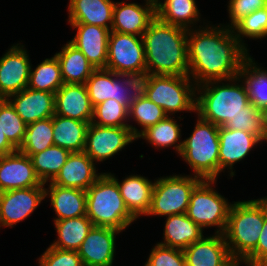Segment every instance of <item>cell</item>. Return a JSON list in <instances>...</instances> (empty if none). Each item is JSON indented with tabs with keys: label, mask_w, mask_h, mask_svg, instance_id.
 I'll return each instance as SVG.
<instances>
[{
	"label": "cell",
	"mask_w": 267,
	"mask_h": 266,
	"mask_svg": "<svg viewBox=\"0 0 267 266\" xmlns=\"http://www.w3.org/2000/svg\"><path fill=\"white\" fill-rule=\"evenodd\" d=\"M188 76L196 84L228 80L239 75L250 52L239 42L231 28L210 24L188 30Z\"/></svg>",
	"instance_id": "1"
},
{
	"label": "cell",
	"mask_w": 267,
	"mask_h": 266,
	"mask_svg": "<svg viewBox=\"0 0 267 266\" xmlns=\"http://www.w3.org/2000/svg\"><path fill=\"white\" fill-rule=\"evenodd\" d=\"M188 30L155 18L143 33L146 75L188 76Z\"/></svg>",
	"instance_id": "2"
},
{
	"label": "cell",
	"mask_w": 267,
	"mask_h": 266,
	"mask_svg": "<svg viewBox=\"0 0 267 266\" xmlns=\"http://www.w3.org/2000/svg\"><path fill=\"white\" fill-rule=\"evenodd\" d=\"M249 103L248 92L239 76L207 81L196 88V116L219 127H225Z\"/></svg>",
	"instance_id": "3"
},
{
	"label": "cell",
	"mask_w": 267,
	"mask_h": 266,
	"mask_svg": "<svg viewBox=\"0 0 267 266\" xmlns=\"http://www.w3.org/2000/svg\"><path fill=\"white\" fill-rule=\"evenodd\" d=\"M265 217V212L256 199L232 203L223 235L231 257L238 264L257 247Z\"/></svg>",
	"instance_id": "4"
},
{
	"label": "cell",
	"mask_w": 267,
	"mask_h": 266,
	"mask_svg": "<svg viewBox=\"0 0 267 266\" xmlns=\"http://www.w3.org/2000/svg\"><path fill=\"white\" fill-rule=\"evenodd\" d=\"M86 216L94 226L125 231L137 219L126 208L117 181L103 174L86 190Z\"/></svg>",
	"instance_id": "5"
},
{
	"label": "cell",
	"mask_w": 267,
	"mask_h": 266,
	"mask_svg": "<svg viewBox=\"0 0 267 266\" xmlns=\"http://www.w3.org/2000/svg\"><path fill=\"white\" fill-rule=\"evenodd\" d=\"M189 137L183 140L178 156L189 165L192 175L204 180L219 177V126L197 116Z\"/></svg>",
	"instance_id": "6"
},
{
	"label": "cell",
	"mask_w": 267,
	"mask_h": 266,
	"mask_svg": "<svg viewBox=\"0 0 267 266\" xmlns=\"http://www.w3.org/2000/svg\"><path fill=\"white\" fill-rule=\"evenodd\" d=\"M196 88L189 76L145 75L141 80V92L168 116L196 112Z\"/></svg>",
	"instance_id": "7"
},
{
	"label": "cell",
	"mask_w": 267,
	"mask_h": 266,
	"mask_svg": "<svg viewBox=\"0 0 267 266\" xmlns=\"http://www.w3.org/2000/svg\"><path fill=\"white\" fill-rule=\"evenodd\" d=\"M214 184H217V180L202 179L194 187L185 214L203 231L216 227L214 233L224 234L232 203L215 190Z\"/></svg>",
	"instance_id": "8"
},
{
	"label": "cell",
	"mask_w": 267,
	"mask_h": 266,
	"mask_svg": "<svg viewBox=\"0 0 267 266\" xmlns=\"http://www.w3.org/2000/svg\"><path fill=\"white\" fill-rule=\"evenodd\" d=\"M190 175L173 173L172 176L154 179L151 207L146 216L166 217L186 213L191 192L202 180Z\"/></svg>",
	"instance_id": "9"
},
{
	"label": "cell",
	"mask_w": 267,
	"mask_h": 266,
	"mask_svg": "<svg viewBox=\"0 0 267 266\" xmlns=\"http://www.w3.org/2000/svg\"><path fill=\"white\" fill-rule=\"evenodd\" d=\"M106 69L143 78L146 75V57L142 36L110 31Z\"/></svg>",
	"instance_id": "10"
},
{
	"label": "cell",
	"mask_w": 267,
	"mask_h": 266,
	"mask_svg": "<svg viewBox=\"0 0 267 266\" xmlns=\"http://www.w3.org/2000/svg\"><path fill=\"white\" fill-rule=\"evenodd\" d=\"M141 80L139 77L120 75L107 69H96L85 85L93 108L110 98L129 108L141 92Z\"/></svg>",
	"instance_id": "11"
},
{
	"label": "cell",
	"mask_w": 267,
	"mask_h": 266,
	"mask_svg": "<svg viewBox=\"0 0 267 266\" xmlns=\"http://www.w3.org/2000/svg\"><path fill=\"white\" fill-rule=\"evenodd\" d=\"M136 137L129 127L99 126L89 123L84 152L97 164L118 155Z\"/></svg>",
	"instance_id": "12"
},
{
	"label": "cell",
	"mask_w": 267,
	"mask_h": 266,
	"mask_svg": "<svg viewBox=\"0 0 267 266\" xmlns=\"http://www.w3.org/2000/svg\"><path fill=\"white\" fill-rule=\"evenodd\" d=\"M25 45L14 43L0 57V99H7L28 86L31 60Z\"/></svg>",
	"instance_id": "13"
},
{
	"label": "cell",
	"mask_w": 267,
	"mask_h": 266,
	"mask_svg": "<svg viewBox=\"0 0 267 266\" xmlns=\"http://www.w3.org/2000/svg\"><path fill=\"white\" fill-rule=\"evenodd\" d=\"M43 200L45 201V186L1 192V227L12 228L17 223L24 221Z\"/></svg>",
	"instance_id": "14"
},
{
	"label": "cell",
	"mask_w": 267,
	"mask_h": 266,
	"mask_svg": "<svg viewBox=\"0 0 267 266\" xmlns=\"http://www.w3.org/2000/svg\"><path fill=\"white\" fill-rule=\"evenodd\" d=\"M120 233L115 228L93 226L77 250L83 266H113L116 236Z\"/></svg>",
	"instance_id": "15"
},
{
	"label": "cell",
	"mask_w": 267,
	"mask_h": 266,
	"mask_svg": "<svg viewBox=\"0 0 267 266\" xmlns=\"http://www.w3.org/2000/svg\"><path fill=\"white\" fill-rule=\"evenodd\" d=\"M219 143V175L227 169L230 178L236 175L233 166L244 160L259 144H263L257 136L251 133L231 130L224 126L219 127Z\"/></svg>",
	"instance_id": "16"
},
{
	"label": "cell",
	"mask_w": 267,
	"mask_h": 266,
	"mask_svg": "<svg viewBox=\"0 0 267 266\" xmlns=\"http://www.w3.org/2000/svg\"><path fill=\"white\" fill-rule=\"evenodd\" d=\"M144 3L115 2L111 31L143 36L156 18L155 0H144Z\"/></svg>",
	"instance_id": "17"
},
{
	"label": "cell",
	"mask_w": 267,
	"mask_h": 266,
	"mask_svg": "<svg viewBox=\"0 0 267 266\" xmlns=\"http://www.w3.org/2000/svg\"><path fill=\"white\" fill-rule=\"evenodd\" d=\"M183 253L186 266H239L231 257L223 234L203 236Z\"/></svg>",
	"instance_id": "18"
},
{
	"label": "cell",
	"mask_w": 267,
	"mask_h": 266,
	"mask_svg": "<svg viewBox=\"0 0 267 266\" xmlns=\"http://www.w3.org/2000/svg\"><path fill=\"white\" fill-rule=\"evenodd\" d=\"M44 185L36 175L29 156L18 150L0 156V193Z\"/></svg>",
	"instance_id": "19"
},
{
	"label": "cell",
	"mask_w": 267,
	"mask_h": 266,
	"mask_svg": "<svg viewBox=\"0 0 267 266\" xmlns=\"http://www.w3.org/2000/svg\"><path fill=\"white\" fill-rule=\"evenodd\" d=\"M76 30L69 41L79 49L95 69H106L107 47L110 30L85 23H68Z\"/></svg>",
	"instance_id": "20"
},
{
	"label": "cell",
	"mask_w": 267,
	"mask_h": 266,
	"mask_svg": "<svg viewBox=\"0 0 267 266\" xmlns=\"http://www.w3.org/2000/svg\"><path fill=\"white\" fill-rule=\"evenodd\" d=\"M96 163L84 152H73L68 156L52 184L87 190L103 174L98 173Z\"/></svg>",
	"instance_id": "21"
},
{
	"label": "cell",
	"mask_w": 267,
	"mask_h": 266,
	"mask_svg": "<svg viewBox=\"0 0 267 266\" xmlns=\"http://www.w3.org/2000/svg\"><path fill=\"white\" fill-rule=\"evenodd\" d=\"M7 100L26 124L55 115V94L26 87Z\"/></svg>",
	"instance_id": "22"
},
{
	"label": "cell",
	"mask_w": 267,
	"mask_h": 266,
	"mask_svg": "<svg viewBox=\"0 0 267 266\" xmlns=\"http://www.w3.org/2000/svg\"><path fill=\"white\" fill-rule=\"evenodd\" d=\"M55 115L91 123L93 106L86 85L64 83L55 93Z\"/></svg>",
	"instance_id": "23"
},
{
	"label": "cell",
	"mask_w": 267,
	"mask_h": 266,
	"mask_svg": "<svg viewBox=\"0 0 267 266\" xmlns=\"http://www.w3.org/2000/svg\"><path fill=\"white\" fill-rule=\"evenodd\" d=\"M116 181L126 208L136 218L146 216L151 207L154 182L135 173L127 175L122 181L115 174L108 172Z\"/></svg>",
	"instance_id": "24"
},
{
	"label": "cell",
	"mask_w": 267,
	"mask_h": 266,
	"mask_svg": "<svg viewBox=\"0 0 267 266\" xmlns=\"http://www.w3.org/2000/svg\"><path fill=\"white\" fill-rule=\"evenodd\" d=\"M45 198H49L56 217L53 221L86 215V191L45 183Z\"/></svg>",
	"instance_id": "25"
},
{
	"label": "cell",
	"mask_w": 267,
	"mask_h": 266,
	"mask_svg": "<svg viewBox=\"0 0 267 266\" xmlns=\"http://www.w3.org/2000/svg\"><path fill=\"white\" fill-rule=\"evenodd\" d=\"M196 3V0H155L156 18L186 30L199 28L209 21L203 19V25L197 26L202 15Z\"/></svg>",
	"instance_id": "26"
},
{
	"label": "cell",
	"mask_w": 267,
	"mask_h": 266,
	"mask_svg": "<svg viewBox=\"0 0 267 266\" xmlns=\"http://www.w3.org/2000/svg\"><path fill=\"white\" fill-rule=\"evenodd\" d=\"M113 0H69L68 23H85L107 28L113 23Z\"/></svg>",
	"instance_id": "27"
},
{
	"label": "cell",
	"mask_w": 267,
	"mask_h": 266,
	"mask_svg": "<svg viewBox=\"0 0 267 266\" xmlns=\"http://www.w3.org/2000/svg\"><path fill=\"white\" fill-rule=\"evenodd\" d=\"M164 219V241L159 244L184 250L204 236L203 230L185 213L166 216Z\"/></svg>",
	"instance_id": "28"
},
{
	"label": "cell",
	"mask_w": 267,
	"mask_h": 266,
	"mask_svg": "<svg viewBox=\"0 0 267 266\" xmlns=\"http://www.w3.org/2000/svg\"><path fill=\"white\" fill-rule=\"evenodd\" d=\"M54 55L59 60L64 83L85 84L96 70L87 57L69 41Z\"/></svg>",
	"instance_id": "29"
},
{
	"label": "cell",
	"mask_w": 267,
	"mask_h": 266,
	"mask_svg": "<svg viewBox=\"0 0 267 266\" xmlns=\"http://www.w3.org/2000/svg\"><path fill=\"white\" fill-rule=\"evenodd\" d=\"M88 126L89 122H83L68 117L54 115V145L65 148L70 153L84 151Z\"/></svg>",
	"instance_id": "30"
},
{
	"label": "cell",
	"mask_w": 267,
	"mask_h": 266,
	"mask_svg": "<svg viewBox=\"0 0 267 266\" xmlns=\"http://www.w3.org/2000/svg\"><path fill=\"white\" fill-rule=\"evenodd\" d=\"M181 126L182 124L179 125L174 116H167L162 121L142 131L136 137V140L142 138L157 150L173 147L179 155L183 145Z\"/></svg>",
	"instance_id": "31"
},
{
	"label": "cell",
	"mask_w": 267,
	"mask_h": 266,
	"mask_svg": "<svg viewBox=\"0 0 267 266\" xmlns=\"http://www.w3.org/2000/svg\"><path fill=\"white\" fill-rule=\"evenodd\" d=\"M53 224L57 233V240L55 239L50 246L62 250L75 251L80 248L94 226L86 215L54 221Z\"/></svg>",
	"instance_id": "32"
},
{
	"label": "cell",
	"mask_w": 267,
	"mask_h": 266,
	"mask_svg": "<svg viewBox=\"0 0 267 266\" xmlns=\"http://www.w3.org/2000/svg\"><path fill=\"white\" fill-rule=\"evenodd\" d=\"M251 56L244 61L238 76L245 84L250 102L263 111L267 109V70Z\"/></svg>",
	"instance_id": "33"
},
{
	"label": "cell",
	"mask_w": 267,
	"mask_h": 266,
	"mask_svg": "<svg viewBox=\"0 0 267 266\" xmlns=\"http://www.w3.org/2000/svg\"><path fill=\"white\" fill-rule=\"evenodd\" d=\"M31 65L28 88L55 94L64 84L59 60L54 55L42 60L33 69Z\"/></svg>",
	"instance_id": "34"
},
{
	"label": "cell",
	"mask_w": 267,
	"mask_h": 266,
	"mask_svg": "<svg viewBox=\"0 0 267 266\" xmlns=\"http://www.w3.org/2000/svg\"><path fill=\"white\" fill-rule=\"evenodd\" d=\"M70 152L57 145L30 156L34 170L42 183L51 182L60 172Z\"/></svg>",
	"instance_id": "35"
},
{
	"label": "cell",
	"mask_w": 267,
	"mask_h": 266,
	"mask_svg": "<svg viewBox=\"0 0 267 266\" xmlns=\"http://www.w3.org/2000/svg\"><path fill=\"white\" fill-rule=\"evenodd\" d=\"M52 145H54L53 117H49L27 124L25 138L18 151L30 157Z\"/></svg>",
	"instance_id": "36"
},
{
	"label": "cell",
	"mask_w": 267,
	"mask_h": 266,
	"mask_svg": "<svg viewBox=\"0 0 267 266\" xmlns=\"http://www.w3.org/2000/svg\"><path fill=\"white\" fill-rule=\"evenodd\" d=\"M128 107L115 99H108L93 108V124L110 127H129L137 137L139 129L129 122Z\"/></svg>",
	"instance_id": "37"
},
{
	"label": "cell",
	"mask_w": 267,
	"mask_h": 266,
	"mask_svg": "<svg viewBox=\"0 0 267 266\" xmlns=\"http://www.w3.org/2000/svg\"><path fill=\"white\" fill-rule=\"evenodd\" d=\"M128 115L129 122L134 121L141 127L139 134L168 116L163 108L150 101L142 92L132 101L128 109Z\"/></svg>",
	"instance_id": "38"
},
{
	"label": "cell",
	"mask_w": 267,
	"mask_h": 266,
	"mask_svg": "<svg viewBox=\"0 0 267 266\" xmlns=\"http://www.w3.org/2000/svg\"><path fill=\"white\" fill-rule=\"evenodd\" d=\"M235 37L249 51L245 39L258 40L267 37V7L258 9L244 17L232 28ZM247 45V46H246Z\"/></svg>",
	"instance_id": "39"
},
{
	"label": "cell",
	"mask_w": 267,
	"mask_h": 266,
	"mask_svg": "<svg viewBox=\"0 0 267 266\" xmlns=\"http://www.w3.org/2000/svg\"><path fill=\"white\" fill-rule=\"evenodd\" d=\"M0 127L9 142L18 150L25 138L27 124L7 99H0Z\"/></svg>",
	"instance_id": "40"
},
{
	"label": "cell",
	"mask_w": 267,
	"mask_h": 266,
	"mask_svg": "<svg viewBox=\"0 0 267 266\" xmlns=\"http://www.w3.org/2000/svg\"><path fill=\"white\" fill-rule=\"evenodd\" d=\"M231 130H242L257 136L263 142L264 124L262 111L251 102L225 126Z\"/></svg>",
	"instance_id": "41"
},
{
	"label": "cell",
	"mask_w": 267,
	"mask_h": 266,
	"mask_svg": "<svg viewBox=\"0 0 267 266\" xmlns=\"http://www.w3.org/2000/svg\"><path fill=\"white\" fill-rule=\"evenodd\" d=\"M144 266H186L183 250L156 243Z\"/></svg>",
	"instance_id": "42"
},
{
	"label": "cell",
	"mask_w": 267,
	"mask_h": 266,
	"mask_svg": "<svg viewBox=\"0 0 267 266\" xmlns=\"http://www.w3.org/2000/svg\"><path fill=\"white\" fill-rule=\"evenodd\" d=\"M37 261L39 266H83L77 251L62 250L50 245Z\"/></svg>",
	"instance_id": "43"
},
{
	"label": "cell",
	"mask_w": 267,
	"mask_h": 266,
	"mask_svg": "<svg viewBox=\"0 0 267 266\" xmlns=\"http://www.w3.org/2000/svg\"><path fill=\"white\" fill-rule=\"evenodd\" d=\"M229 23H223L228 28H233L240 20L252 12L267 7V0H229L227 5Z\"/></svg>",
	"instance_id": "44"
},
{
	"label": "cell",
	"mask_w": 267,
	"mask_h": 266,
	"mask_svg": "<svg viewBox=\"0 0 267 266\" xmlns=\"http://www.w3.org/2000/svg\"><path fill=\"white\" fill-rule=\"evenodd\" d=\"M246 266H267V218L257 242V247L239 264Z\"/></svg>",
	"instance_id": "45"
},
{
	"label": "cell",
	"mask_w": 267,
	"mask_h": 266,
	"mask_svg": "<svg viewBox=\"0 0 267 266\" xmlns=\"http://www.w3.org/2000/svg\"><path fill=\"white\" fill-rule=\"evenodd\" d=\"M17 149L9 142L0 127V156L16 152Z\"/></svg>",
	"instance_id": "46"
},
{
	"label": "cell",
	"mask_w": 267,
	"mask_h": 266,
	"mask_svg": "<svg viewBox=\"0 0 267 266\" xmlns=\"http://www.w3.org/2000/svg\"><path fill=\"white\" fill-rule=\"evenodd\" d=\"M262 116H263V124H264L263 141L267 142V109L262 111Z\"/></svg>",
	"instance_id": "47"
},
{
	"label": "cell",
	"mask_w": 267,
	"mask_h": 266,
	"mask_svg": "<svg viewBox=\"0 0 267 266\" xmlns=\"http://www.w3.org/2000/svg\"><path fill=\"white\" fill-rule=\"evenodd\" d=\"M260 205L262 206L264 212H265V215H266V218H267V196L266 197H263V198H258L256 199Z\"/></svg>",
	"instance_id": "48"
},
{
	"label": "cell",
	"mask_w": 267,
	"mask_h": 266,
	"mask_svg": "<svg viewBox=\"0 0 267 266\" xmlns=\"http://www.w3.org/2000/svg\"><path fill=\"white\" fill-rule=\"evenodd\" d=\"M0 227H1V204H0Z\"/></svg>",
	"instance_id": "49"
}]
</instances>
